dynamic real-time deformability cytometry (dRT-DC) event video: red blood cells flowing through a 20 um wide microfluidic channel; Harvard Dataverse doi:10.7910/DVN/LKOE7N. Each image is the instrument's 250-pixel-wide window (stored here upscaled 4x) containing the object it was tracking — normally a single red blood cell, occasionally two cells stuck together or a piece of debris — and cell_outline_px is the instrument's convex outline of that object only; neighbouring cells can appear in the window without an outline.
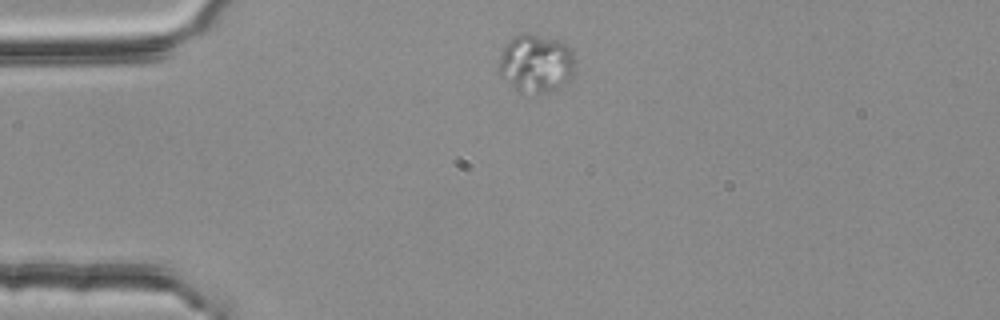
{"species": "common noctule bat (a hibernating species)", "species_latin": "Nyctalus noctula", "temperature_condition": "room temperature", "stored_images_in_passage": 1, "camera_frame_rate_fps": 3000, "um_per_image_px": 0.085, "animal": {"sex": "female", "body_mass_g": 25.1}, "frame": {"image": 1, "passage_image": 1, "time_ms": 0.0, "image_size_px": [1000, 320], "cell_outline_px": [[576, 68], [572, 76], [568, 80], [556, 88], [548, 92], [516, 92], [500, 76], [500, 56], [508, 40], [524, 32], [528, 32], [560, 40], [568, 44], [572, 48], [576, 64]], "centroid_in_image_um": [45.59, 5.36], "position_along_channel_um": 39.4, "area_um2": 26.24}}